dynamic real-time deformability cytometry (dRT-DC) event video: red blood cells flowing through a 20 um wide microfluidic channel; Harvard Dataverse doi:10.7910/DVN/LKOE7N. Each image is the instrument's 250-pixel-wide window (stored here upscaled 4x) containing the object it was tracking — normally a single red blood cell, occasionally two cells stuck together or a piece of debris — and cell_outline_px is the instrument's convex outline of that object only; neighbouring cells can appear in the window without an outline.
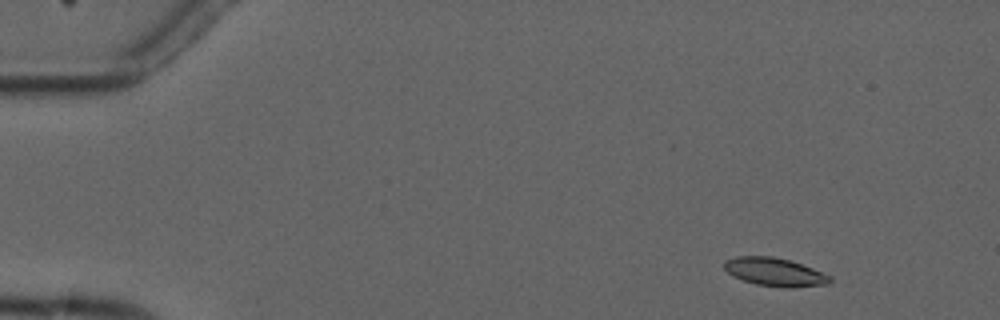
{"species": "common noctule bat (a hibernating species)", "species_latin": "Nyctalus noctula", "temperature_condition": "cold", "stored_images_in_passage": 5, "camera_frame_rate_fps": 3000, "um_per_image_px": 0.085, "animal": {"sex": "male", "forearm_length_mm": 52.5}, "frame": {"image": 1, "passage_image": 1, "time_ms": 0.0, "image_size_px": [1000, 320], "cell_outline_px": [[832, 280], [828, 284], [792, 288], [784, 288], [756, 284], [744, 280], [728, 272], [724, 268], [724, 260], [736, 256], [772, 256], [788, 260], [812, 268], [832, 276]], "centroid_in_image_um": [65.88, 23.12], "position_along_channel_um": 19.1, "area_um2": 17.34}}
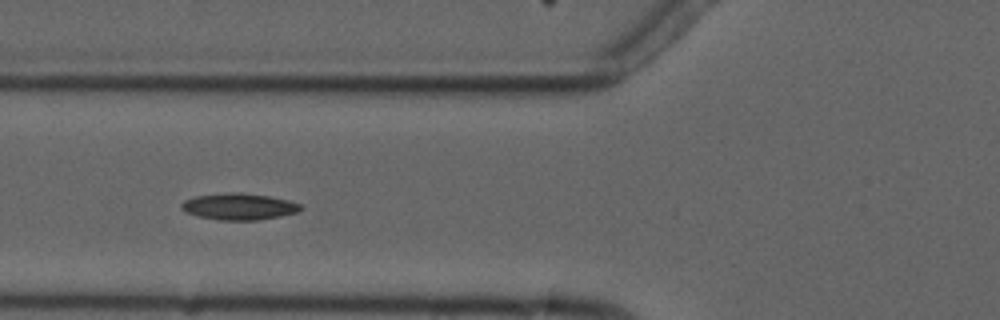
{"frame": {"image": 2, "passage_image": 5, "time_ms": 5.0, "image_size_px": [1000, 320], "cell_outline_px": [[304, 208], [296, 212], [280, 216], [260, 220], [220, 220], [200, 216], [184, 212], [180, 208], [180, 204], [184, 200], [196, 196], [224, 192], [240, 192], [268, 196], [288, 200], [300, 204]], "centroid_in_image_um": [20.29, 17.55], "position_along_channel_um": 105.5, "area_um2": 18.5}}